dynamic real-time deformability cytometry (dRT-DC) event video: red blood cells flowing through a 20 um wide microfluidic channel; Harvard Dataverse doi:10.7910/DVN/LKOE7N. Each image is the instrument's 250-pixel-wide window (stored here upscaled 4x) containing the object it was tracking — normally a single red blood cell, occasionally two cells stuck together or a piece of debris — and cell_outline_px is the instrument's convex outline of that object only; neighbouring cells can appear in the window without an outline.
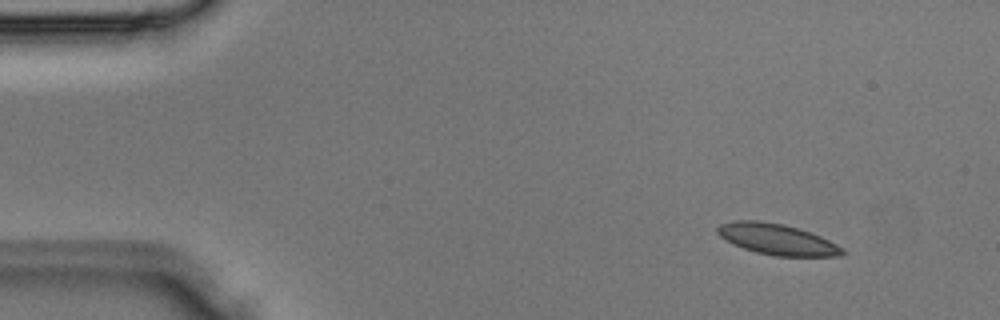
{"species": "Egyptian fruit bat (a non-hibernating species)", "species_latin": "Rousettus aegyptiacus", "temperature_condition": "room temperature", "stored_images_in_passage": 2, "camera_frame_rate_fps": 3000, "um_per_image_px": 0.085, "animal": {"sex": "male"}, "frame": {"image": 1, "passage_image": 1, "time_ms": 0.0, "image_size_px": [1000, 320], "cell_outline_px": [[844, 252], [840, 256], [776, 256], [756, 252], [732, 244], [720, 236], [716, 232], [716, 228], [720, 224], [736, 220], [760, 220], [784, 224], [800, 228], [812, 232], [844, 248]], "centroid_in_image_um": [66.04, 20.33], "position_along_channel_um": 19.0, "area_um2": 22.6}}